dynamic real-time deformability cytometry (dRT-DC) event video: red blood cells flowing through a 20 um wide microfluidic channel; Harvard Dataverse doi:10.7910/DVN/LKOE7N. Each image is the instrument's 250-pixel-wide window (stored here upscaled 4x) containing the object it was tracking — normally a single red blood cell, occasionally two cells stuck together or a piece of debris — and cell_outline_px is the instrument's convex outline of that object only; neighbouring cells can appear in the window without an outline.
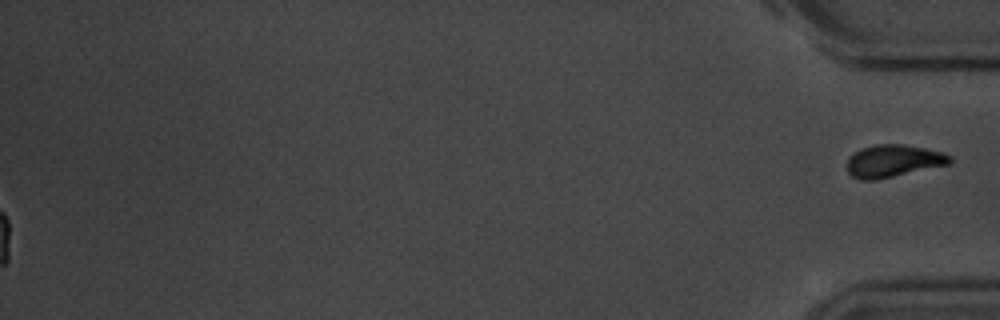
{"species": "common noctule bat (a hibernating species)", "species_latin": "Nyctalus noctula", "temperature_condition": "room temperature", "stored_images_in_passage": 56, "segment_of_instrument_passage": [2, 2], "camera_frame_rate_fps": 3000, "um_per_image_px": 0.085, "animal": {"sex": "male", "body_mass_g": 20.1, "forearm_length_mm": 53.5}, "frame": {"image": 1, "passage_image": 56, "time_ms": 18.333, "image_size_px": [1000, 320], "cell_outline_px": [[952, 160], [948, 164], [876, 180], [860, 180], [852, 176], [848, 172], [844, 164], [848, 156], [860, 148], [876, 144], [900, 144], [924, 148], [944, 152], [952, 156]], "centroid_in_image_um": [75.86, 13.67], "position_along_channel_um": 359.3, "area_um2": 19.59}}